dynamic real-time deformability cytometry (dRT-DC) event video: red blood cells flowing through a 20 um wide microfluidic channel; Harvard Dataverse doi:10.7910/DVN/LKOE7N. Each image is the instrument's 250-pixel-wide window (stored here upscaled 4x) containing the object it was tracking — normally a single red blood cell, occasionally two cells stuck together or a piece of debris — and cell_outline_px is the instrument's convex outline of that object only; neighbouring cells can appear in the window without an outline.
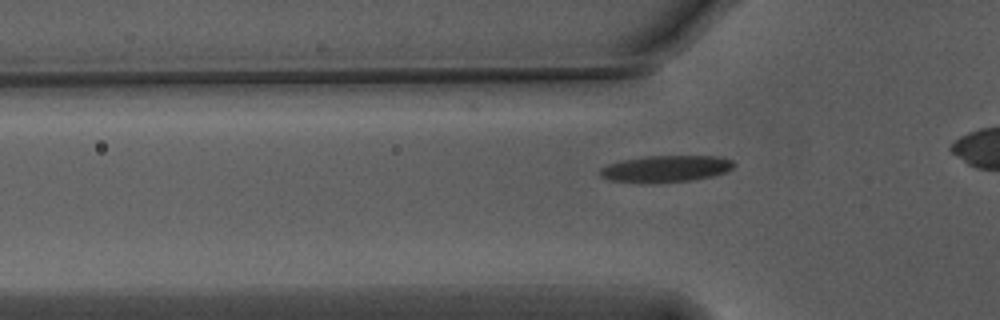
{"species": "Egyptian fruit bat (a non-hibernating species)", "species_latin": "Rousettus aegyptiacus", "temperature_condition": "warm", "stored_images_in_passage": 39, "camera_frame_rate_fps": 3000, "um_per_image_px": 0.085, "animal": {"sex": "male"}, "frame": {"image": 1, "passage_image": 13, "time_ms": 4.0, "image_size_px": [1000, 320], "cell_outline_px": [[736, 164], [732, 168], [724, 172], [712, 176], [688, 180], [644, 184], [608, 180], [600, 176], [600, 168], [608, 164], [624, 160], [648, 156], [720, 156], [732, 160]], "centroid_in_image_um": [56.56, 14.35], "position_along_channel_um": 69.2, "area_um2": 20.81}}
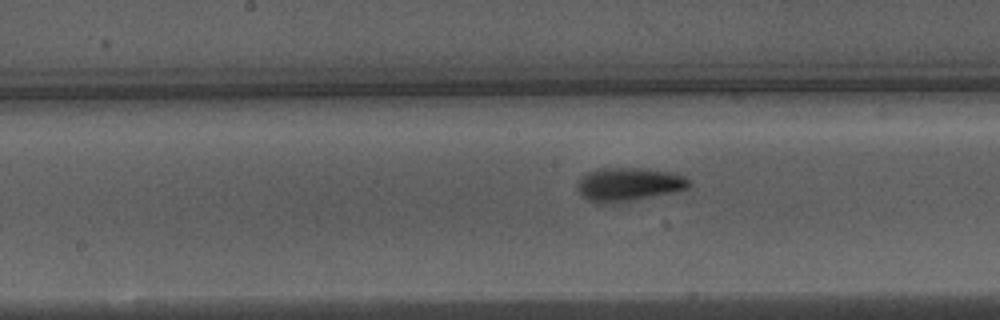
{"frame": {"image": 2, "passage_image": 23, "time_ms": 7.333, "image_size_px": [1000, 320], "cell_outline_px": [[692, 184], [688, 188], [672, 192], [612, 204], [600, 204], [588, 200], [576, 188], [576, 184], [580, 176], [588, 172], [600, 168], [640, 168], [672, 172], [684, 176], [692, 180]], "centroid_in_image_um": [53.42, 15.67], "position_along_channel_um": 194.8, "area_um2": 21.96}}
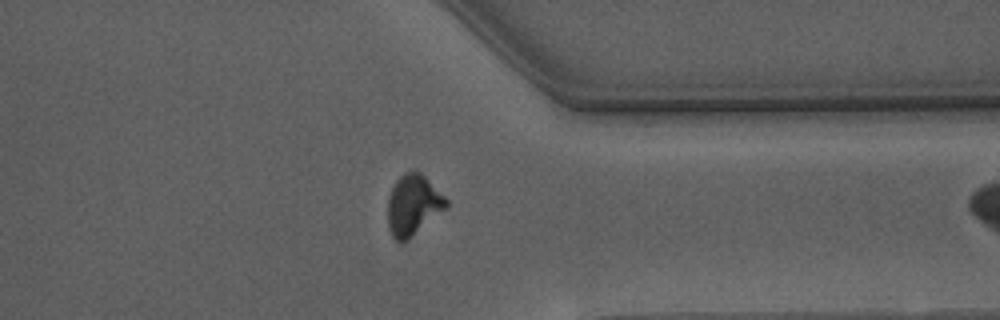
{"frame": {"image": 3, "passage_image": 38, "time_ms": 12.333, "image_size_px": [1000, 320], "cell_outline_px": [[448, 208], [408, 240], [400, 244], [392, 236], [388, 228], [388, 196], [396, 180], [404, 172], [416, 168], [448, 200]], "centroid_in_image_um": [35.11, 17.44], "position_along_channel_um": 376.3, "area_um2": 20.98}}